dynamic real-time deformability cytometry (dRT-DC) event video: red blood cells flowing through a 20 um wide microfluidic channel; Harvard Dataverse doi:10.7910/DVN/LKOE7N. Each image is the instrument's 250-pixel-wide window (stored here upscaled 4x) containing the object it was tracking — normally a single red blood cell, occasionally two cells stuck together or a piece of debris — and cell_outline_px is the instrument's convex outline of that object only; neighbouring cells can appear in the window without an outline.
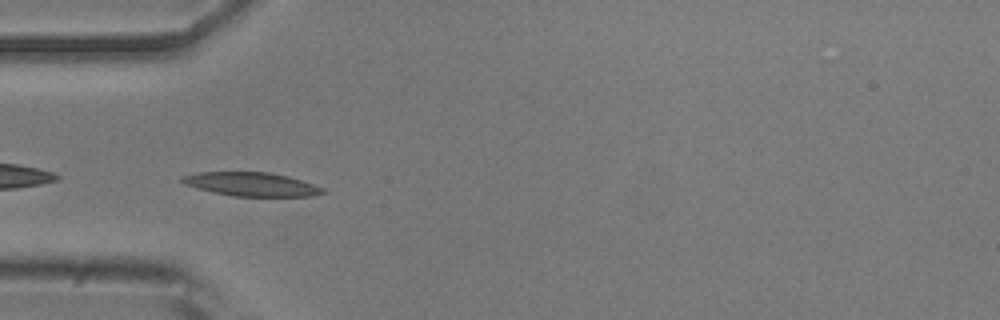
{"species": "common noctule bat (a hibernating species)", "species_latin": "Nyctalus noctula", "temperature_condition": "room temperature", "stored_images_in_passage": 37, "camera_frame_rate_fps": 3000, "um_per_image_px": 0.085, "animal": {"sex": "male", "body_mass_g": 20.5, "forearm_length_mm": 52.5}, "frame": {"image": 1, "passage_image": 1, "time_ms": 0.0, "image_size_px": [1000, 320], "cell_outline_px": [[328, 192], [312, 196], [232, 196], [212, 192], [196, 188], [184, 184], [180, 180], [180, 176], [196, 172], [268, 172], [288, 176], [324, 188]], "centroid_in_image_um": [21.33, 15.66], "position_along_channel_um": 63.7, "area_um2": 19.54}}
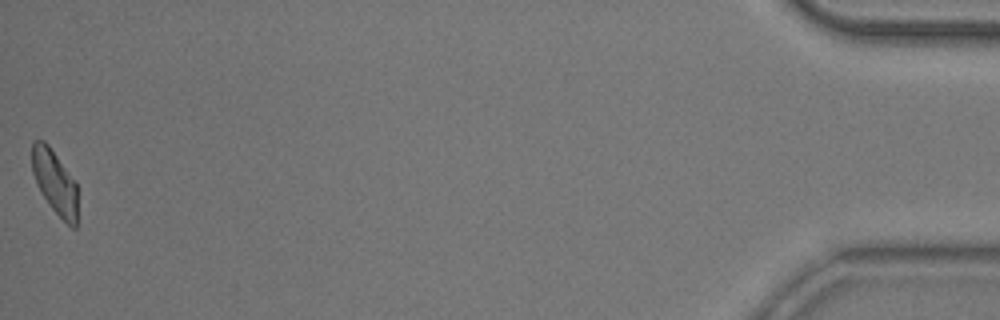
{"frame": {"image": 2, "passage_image": 37, "time_ms": 12.0, "image_size_px": [1000, 320], "cell_outline_px": [[76, 228], [72, 228], [52, 208], [40, 192], [36, 184], [32, 172], [32, 140], [44, 140], [48, 144], [76, 180]], "centroid_in_image_um": [4.64, 15.43], "position_along_channel_um": 430.6, "area_um2": 16.99}, "authors_computed_cell_mechanics": {"area_um2": 18.4382, "velocity_mm_per_s": 3.8809, "shape_relaxation_time_tau1_ms": 6.3254, "shape_relaxation_time_tau2_ms": null, "deformation_change_tau1": 0.1794, "deformation_change_tau2": null}}